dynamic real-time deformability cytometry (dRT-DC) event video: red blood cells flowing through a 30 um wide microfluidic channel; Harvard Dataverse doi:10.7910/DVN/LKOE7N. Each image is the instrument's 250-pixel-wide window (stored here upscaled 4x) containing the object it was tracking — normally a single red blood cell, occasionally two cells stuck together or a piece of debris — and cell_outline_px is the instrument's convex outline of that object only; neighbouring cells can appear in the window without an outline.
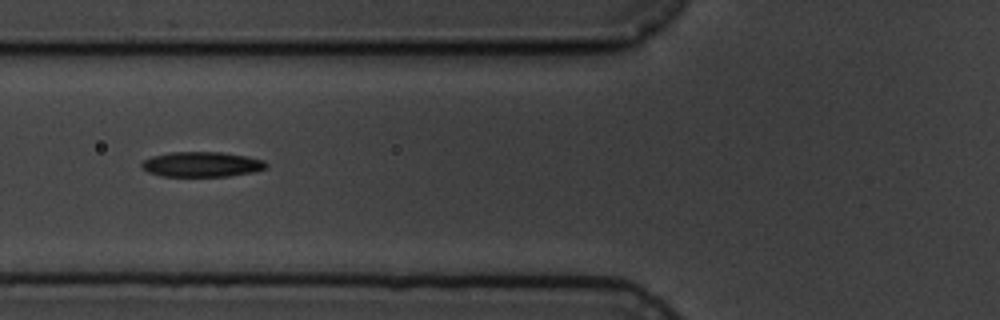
{"species": "common noctule bat (a hibernating species)", "species_latin": "Nyctalus noctula", "temperature_condition": "cold", "stored_images_in_passage": 6, "camera_frame_rate_fps": 3000, "um_per_image_px": 0.085, "animal": {"sex": "male", "body_mass_g": 19.5, "forearm_length_mm": 54.6}, "frame": {"image": 1, "passage_image": 6, "time_ms": 6.0, "image_size_px": [1000, 320], "cell_outline_px": [[268, 164], [264, 168], [256, 172], [228, 176], [164, 176], [148, 172], [140, 164], [144, 160], [152, 156], [168, 152], [220, 152], [248, 156], [264, 160]], "centroid_in_image_um": [17.17, 13.96], "position_along_channel_um": 108.6, "area_um2": 18.21}}